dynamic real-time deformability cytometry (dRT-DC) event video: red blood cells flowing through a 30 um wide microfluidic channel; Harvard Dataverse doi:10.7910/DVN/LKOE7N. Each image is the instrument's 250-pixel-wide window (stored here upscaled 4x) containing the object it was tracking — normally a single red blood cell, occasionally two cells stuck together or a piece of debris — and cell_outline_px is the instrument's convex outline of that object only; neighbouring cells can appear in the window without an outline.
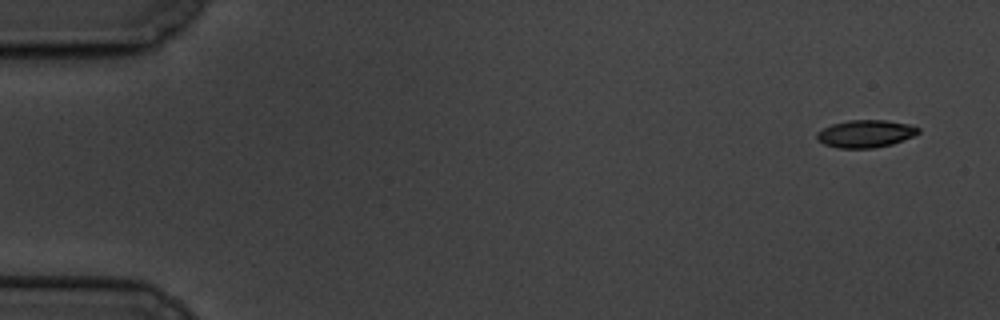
{"species": "common noctule bat (a hibernating species)", "species_latin": "Nyctalus noctula", "temperature_condition": "cold", "stored_images_in_passage": 8, "camera_frame_rate_fps": 3000, "um_per_image_px": 0.085, "animal": {"sex": "male", "body_mass_g": 19.5, "forearm_length_mm": 54.6}, "frame": {"image": 1, "passage_image": 1, "time_ms": 0.0, "image_size_px": [1000, 320], "cell_outline_px": [[920, 132], [912, 136], [892, 144], [872, 148], [836, 148], [824, 144], [816, 140], [816, 132], [832, 124], [848, 120], [884, 120], [908, 124], [920, 128]], "centroid_in_image_um": [73.53, 11.37], "position_along_channel_um": 11.5, "area_um2": 16.24}}
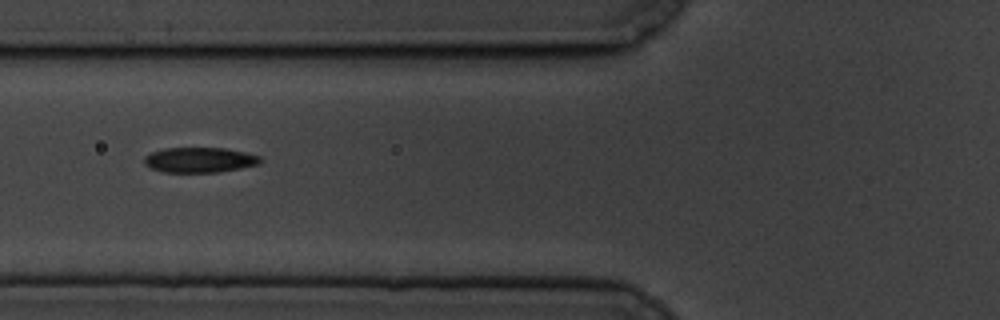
{"frame": {"image": 2, "passage_image": 6, "time_ms": 6.667, "image_size_px": [1000, 320], "cell_outline_px": [[260, 164], [240, 168], [216, 172], [160, 172], [148, 168], [144, 164], [144, 156], [152, 152], [164, 148], [224, 148], [244, 152], [260, 156]], "centroid_in_image_um": [16.9, 13.6], "position_along_channel_um": 108.9, "area_um2": 17.05}}
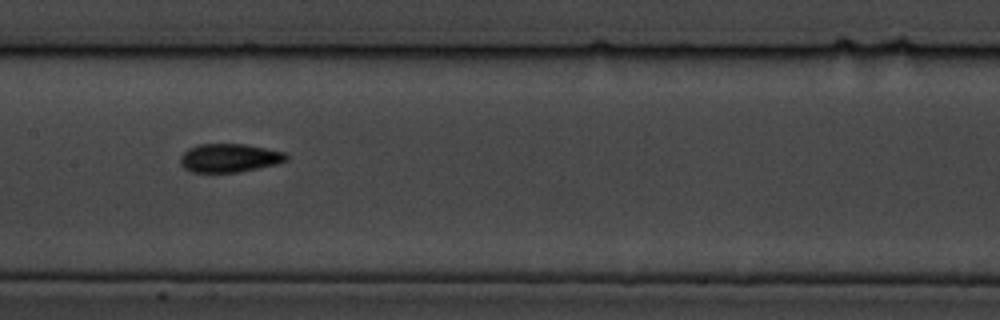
{"frame": {"image": 3, "passage_image": 8, "time_ms": 9.0, "image_size_px": [1000, 320], "cell_outline_px": [[288, 160], [276, 164], [236, 172], [192, 172], [184, 168], [180, 164], [180, 156], [188, 148], [200, 144], [244, 144], [284, 152], [288, 156]], "centroid_in_image_um": [19.46, 13.42], "position_along_channel_um": 187.9, "area_um2": 17.46}}